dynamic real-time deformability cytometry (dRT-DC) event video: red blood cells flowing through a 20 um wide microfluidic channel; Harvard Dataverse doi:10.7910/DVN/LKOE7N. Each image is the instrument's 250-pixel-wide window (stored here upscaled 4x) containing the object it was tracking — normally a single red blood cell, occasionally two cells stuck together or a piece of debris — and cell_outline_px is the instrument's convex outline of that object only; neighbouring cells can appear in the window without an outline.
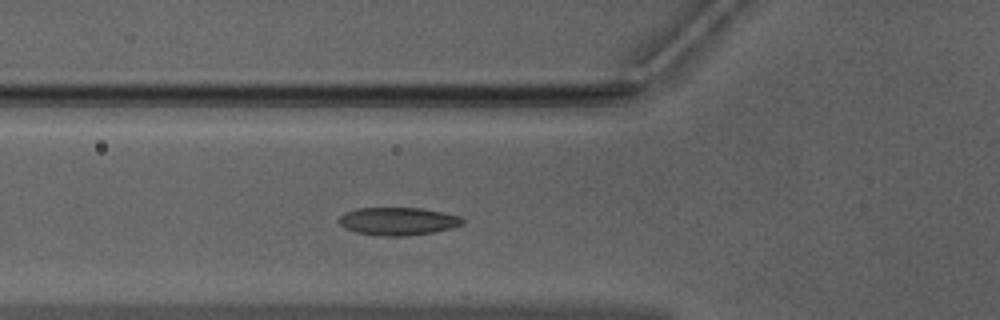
{"species": "Egyptian fruit bat (a non-hibernating species)", "species_latin": "Rousettus aegyptiacus", "temperature_condition": "warm", "stored_images_in_passage": 48, "segment_of_instrument_passage": [1, 2], "camera_frame_rate_fps": 3000, "um_per_image_px": 0.085, "animal": {"sex": "male"}, "frame": {"image": 1, "passage_image": 14, "time_ms": 4.333, "image_size_px": [1000, 320], "cell_outline_px": [[464, 224], [452, 228], [432, 232], [408, 236], [380, 236], [356, 232], [344, 228], [336, 220], [344, 212], [356, 208], [420, 208], [444, 212], [460, 216], [464, 220]], "centroid_in_image_um": [33.81, 18.8], "position_along_channel_um": 92.0, "area_um2": 20.29}}
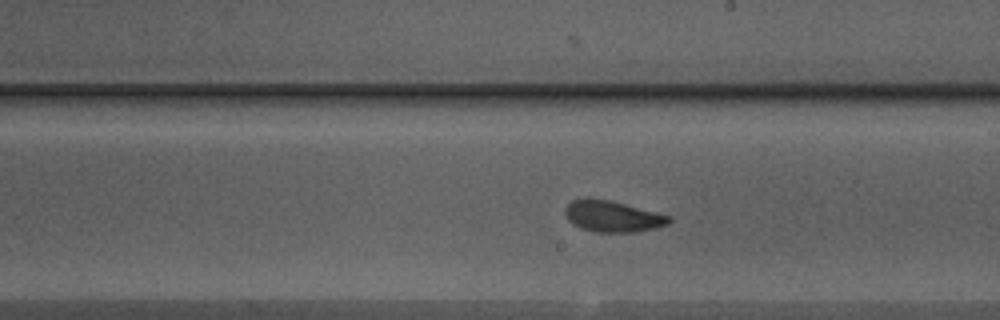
{"frame": {"image": 2, "passage_image": 25, "time_ms": 8.0, "image_size_px": [1000, 320], "cell_outline_px": [[672, 220], [668, 224], [656, 228], [636, 232], [596, 232], [572, 224], [568, 220], [564, 212], [564, 208], [572, 200], [588, 196], [608, 200], [672, 216]], "centroid_in_image_um": [52.05, 18.38], "position_along_channel_um": 236.9, "area_um2": 19.02}}
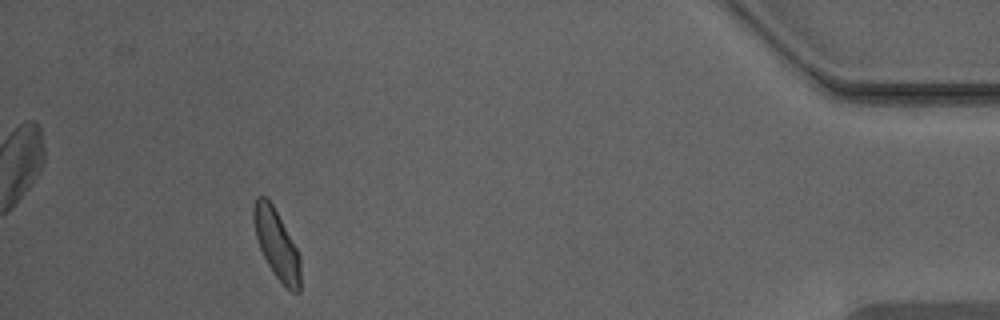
{"frame": {"image": 3, "passage_image": 43, "time_ms": 14.0, "image_size_px": [1000, 320], "cell_outline_px": [[300, 292], [292, 292], [276, 276], [268, 264], [260, 248], [256, 236], [252, 220], [252, 208], [256, 196], [268, 196], [296, 248], [300, 256]], "centroid_in_image_um": [23.48, 20.7], "position_along_channel_um": 411.7, "area_um2": 18.67}}